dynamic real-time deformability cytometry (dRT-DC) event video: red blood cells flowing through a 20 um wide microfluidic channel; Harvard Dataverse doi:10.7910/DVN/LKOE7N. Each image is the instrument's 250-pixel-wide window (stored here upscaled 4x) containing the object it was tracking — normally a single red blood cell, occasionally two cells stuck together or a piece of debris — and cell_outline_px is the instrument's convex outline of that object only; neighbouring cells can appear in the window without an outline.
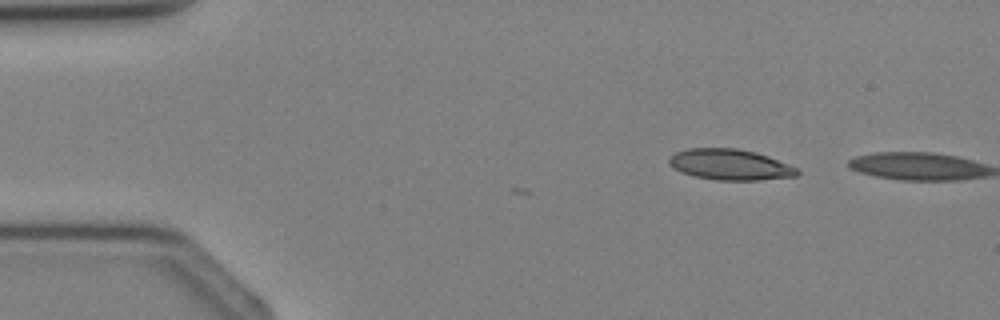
{"species": "Egyptian fruit bat (a non-hibernating species)", "species_latin": "Rousettus aegyptiacus", "temperature_condition": "cold", "stored_images_in_passage": 2, "camera_frame_rate_fps": 3000, "um_per_image_px": 0.085, "animal": {"sex": "female"}, "frame": {"image": 1, "passage_image": 1, "time_ms": 0.0, "image_size_px": [1000, 320], "cell_outline_px": [[800, 172], [796, 176], [760, 180], [716, 180], [696, 176], [680, 172], [672, 168], [668, 164], [668, 160], [676, 152], [688, 148], [736, 148], [756, 152], [768, 156], [796, 168]], "centroid_in_image_um": [62.02, 13.99], "position_along_channel_um": 23.0, "area_um2": 22.95}}